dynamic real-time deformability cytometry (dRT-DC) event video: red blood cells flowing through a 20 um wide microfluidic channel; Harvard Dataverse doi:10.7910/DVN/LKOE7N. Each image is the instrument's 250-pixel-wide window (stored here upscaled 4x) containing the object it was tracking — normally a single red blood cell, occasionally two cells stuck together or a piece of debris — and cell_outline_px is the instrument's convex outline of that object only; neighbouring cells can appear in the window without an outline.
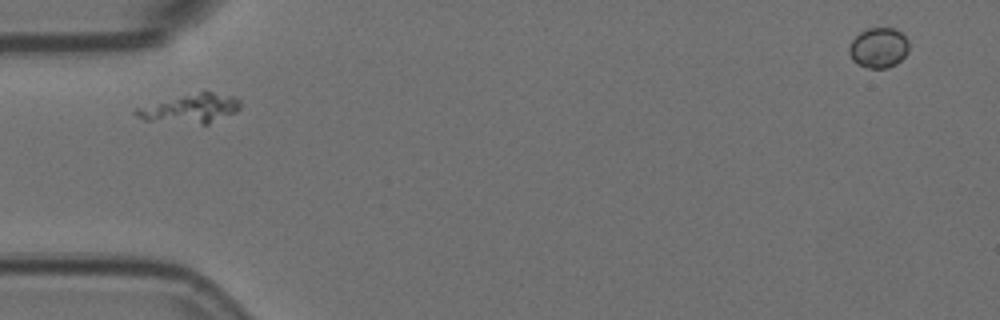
{"species": "Egyptian fruit bat (a non-hibernating species)", "species_latin": "Rousettus aegyptiacus", "temperature_condition": "room temperature", "stored_images_in_passage": 28, "camera_frame_rate_fps": 3000, "um_per_image_px": 0.085, "animal": {"sex": "female"}, "frame": {"image": 1, "passage_image": 1, "time_ms": 0.0, "image_size_px": [1000, 320], "cell_outline_px": [[240, 108], [236, 112], [208, 124], [200, 124], [148, 120], [136, 116], [132, 112], [136, 108], [204, 88], [236, 96], [240, 100]], "centroid_in_image_um": [16.28, 9.16], "position_along_channel_um": 68.7, "area_um2": 18.15}}
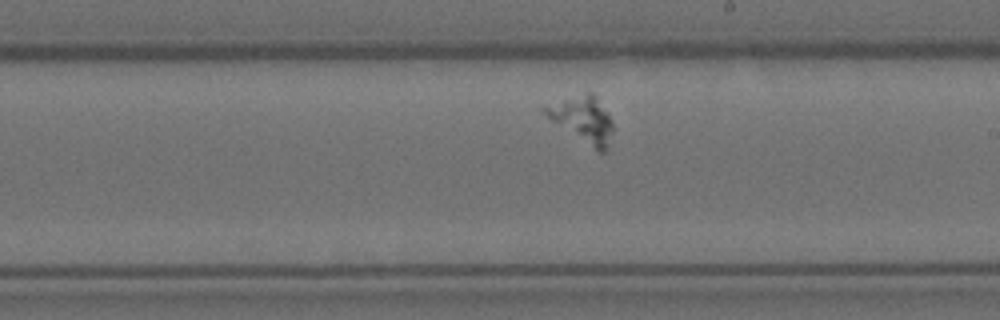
{"frame": {"image": 2, "passage_image": 16, "time_ms": 5.0, "image_size_px": [1000, 320], "cell_outline_px": [[612, 132], [608, 148], [604, 152], [600, 152], [552, 120], [540, 108], [568, 100], [584, 96], [596, 96], [608, 116], [612, 124]], "centroid_in_image_um": [49.59, 10.23], "position_along_channel_um": 239.4, "area_um2": 16.47}}
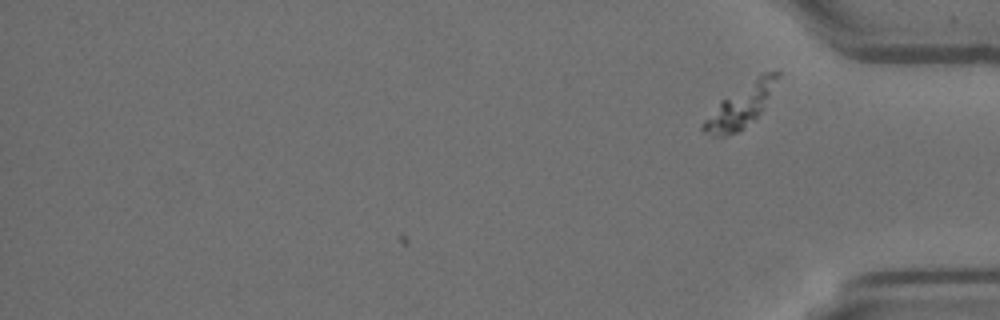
{"frame": {"image": 3, "passage_image": 28, "time_ms": 9.0, "image_size_px": [1000, 320], "cell_outline_px": [[780, 76], [760, 112], [744, 128], [736, 132], [724, 136], [712, 136], [704, 132], [700, 128], [700, 124], [720, 100], [760, 72], [780, 72]], "centroid_in_image_um": [62.91, 8.99], "position_along_channel_um": 372.3, "area_um2": 18.44}}